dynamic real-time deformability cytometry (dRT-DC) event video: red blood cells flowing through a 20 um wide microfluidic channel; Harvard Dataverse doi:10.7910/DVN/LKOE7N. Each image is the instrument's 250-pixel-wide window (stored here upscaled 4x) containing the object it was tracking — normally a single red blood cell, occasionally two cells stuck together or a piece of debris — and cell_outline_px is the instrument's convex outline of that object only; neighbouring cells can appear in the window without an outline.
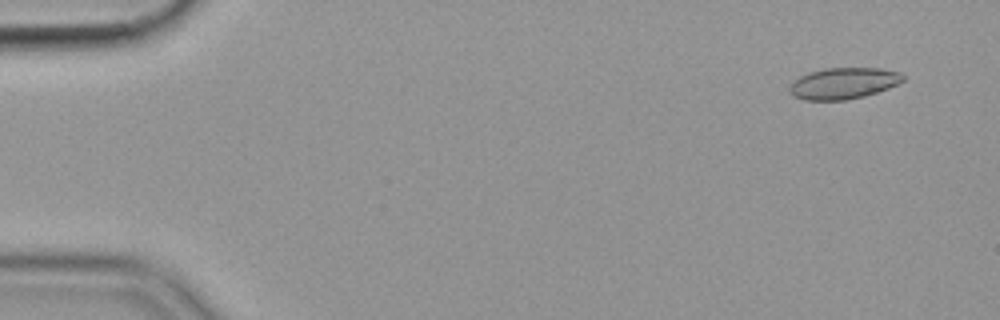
{"species": "common noctule bat (a hibernating species)", "species_latin": "Nyctalus noctula", "temperature_condition": "cold", "stored_images_in_passage": 57, "camera_frame_rate_fps": 3000, "um_per_image_px": 0.085, "animal": {"sex": "female", "body_mass_g": 19.9}, "frame": {"image": 1, "passage_image": 4, "time_ms": 1.0, "image_size_px": [1000, 320], "cell_outline_px": [[904, 80], [888, 88], [864, 96], [844, 100], [804, 100], [796, 96], [788, 88], [800, 76], [824, 68], [880, 68], [900, 72], [904, 76]], "centroid_in_image_um": [71.73, 7.07], "position_along_channel_um": 13.3, "area_um2": 20.35}}
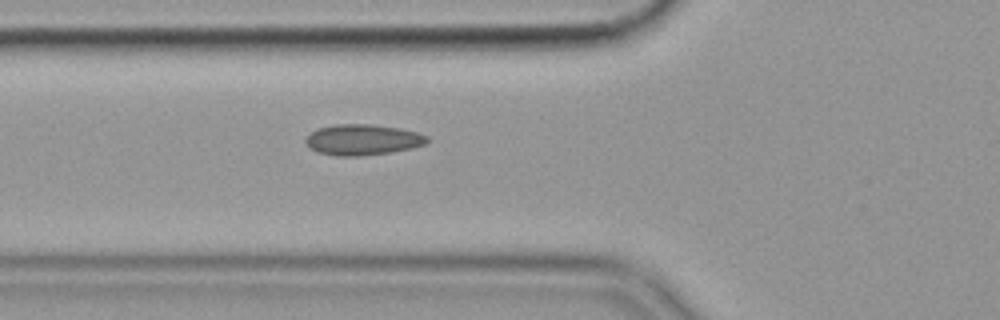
{"frame": {"image": 2, "passage_image": 21, "time_ms": 6.667, "image_size_px": [1000, 320], "cell_outline_px": [[428, 140], [424, 144], [412, 148], [392, 152], [360, 156], [336, 156], [316, 152], [308, 148], [304, 144], [304, 140], [312, 132], [320, 128], [336, 124], [372, 124], [400, 128], [416, 132], [428, 136]], "centroid_in_image_um": [30.79, 11.88], "position_along_channel_um": 95.0, "area_um2": 21.91}}
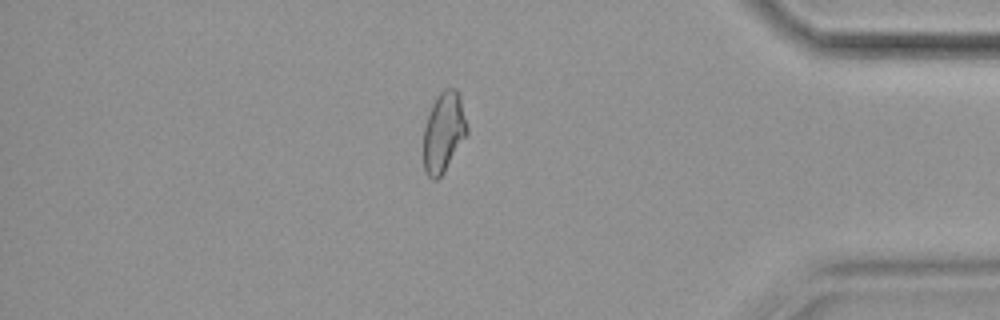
{"frame": {"image": 3, "passage_image": 49, "time_ms": 16.0, "image_size_px": [1000, 320], "cell_outline_px": [[468, 132], [444, 172], [436, 180], [432, 180], [428, 176], [424, 168], [424, 128], [432, 104], [436, 96], [444, 88], [456, 88], [460, 96], [468, 128]], "centroid_in_image_um": [37.71, 11.21], "position_along_channel_um": 397.5, "area_um2": 20.17}, "authors_computed_cell_mechanics": {"area_um2": 20.519, "velocity_mm_per_s": 3.5572, "shape_relaxation_time_tau1_ms": null, "shape_relaxation_time_tau2_ms": 1.3864, "deformation_change_tau1": null, "deformation_change_tau2": 0.0583}}